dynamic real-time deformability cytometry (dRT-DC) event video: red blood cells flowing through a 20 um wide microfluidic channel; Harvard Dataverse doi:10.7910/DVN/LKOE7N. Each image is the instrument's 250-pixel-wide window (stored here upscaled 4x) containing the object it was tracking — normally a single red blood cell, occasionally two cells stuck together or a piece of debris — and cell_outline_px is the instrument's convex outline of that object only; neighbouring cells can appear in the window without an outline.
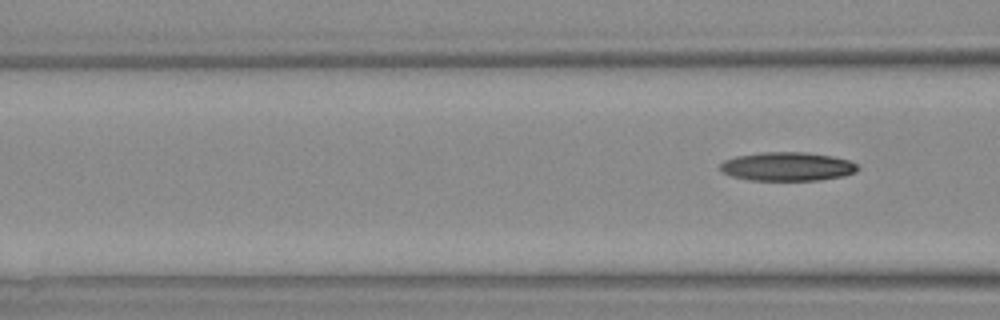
{"species": "Egyptian fruit bat (a non-hibernating species)", "species_latin": "Rousettus aegyptiacus", "temperature_condition": "warm", "stored_images_in_passage": 3, "camera_frame_rate_fps": 3000, "um_per_image_px": 0.085, "animal": {"sex": "female"}, "frame": {"image": 1, "passage_image": 3, "time_ms": 2.333, "image_size_px": [1000, 320], "cell_outline_px": [[860, 168], [856, 172], [844, 176], [820, 180], [752, 180], [732, 176], [724, 172], [720, 168], [720, 164], [724, 160], [736, 156], [760, 152], [808, 152], [832, 156], [848, 160], [856, 164]], "centroid_in_image_um": [66.95, 14.15], "position_along_channel_um": 99.7, "area_um2": 23.06}}